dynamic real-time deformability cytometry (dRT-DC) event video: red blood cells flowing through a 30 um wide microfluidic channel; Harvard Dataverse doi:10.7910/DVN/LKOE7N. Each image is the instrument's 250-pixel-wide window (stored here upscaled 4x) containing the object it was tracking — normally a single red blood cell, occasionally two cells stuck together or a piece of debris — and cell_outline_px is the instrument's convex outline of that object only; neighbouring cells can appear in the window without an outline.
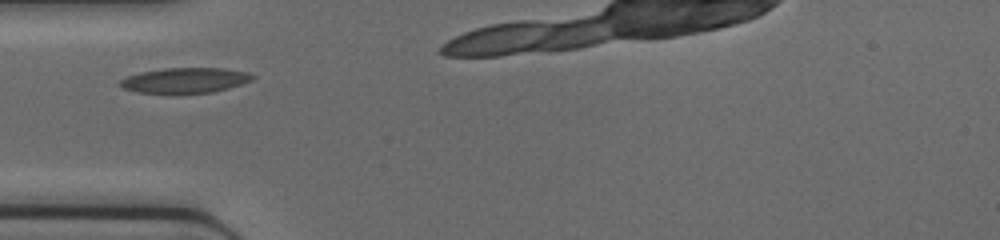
{"species": "common noctule bat (a hibernating species)", "species_latin": "Nyctalus noctula", "temperature_condition": "cold", "stored_images_in_passage": 23, "camera_frame_rate_fps": 3000, "um_per_image_px": 0.085, "animal": {"sex": "female", "body_mass_g": 17.0, "forearm_length_mm": 48.0}, "frame": {"image": 1, "passage_image": 1, "time_ms": 0.0, "image_size_px": [1000, 240], "cell_outline_px": [[256, 76], [252, 80], [228, 88], [212, 92], [180, 96], [176, 96], [136, 92], [124, 88], [120, 84], [120, 80], [128, 76], [140, 72], [164, 68], [224, 68], [248, 72]], "centroid_in_image_um": [15.71, 6.87], "position_along_channel_um": 69.3, "area_um2": 20.23}}
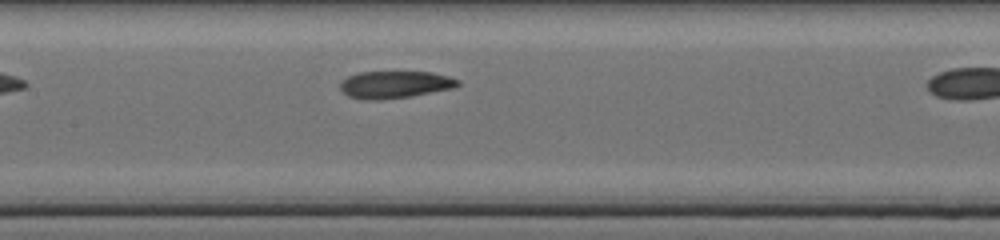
{"frame": {"image": 2, "passage_image": 8, "time_ms": 2.333, "image_size_px": [1000, 240], "cell_outline_px": [[460, 84], [456, 88], [412, 96], [380, 100], [364, 100], [348, 96], [340, 88], [340, 84], [348, 76], [360, 72], [432, 72], [448, 76], [460, 80]], "centroid_in_image_um": [33.61, 7.2], "position_along_channel_um": 173.8, "area_um2": 18.79}}
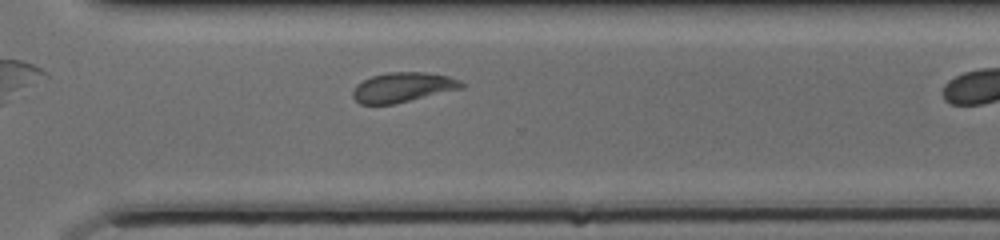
{"frame": {"image": 3, "passage_image": 19, "time_ms": 6.0, "image_size_px": [1000, 240], "cell_outline_px": [[464, 88], [392, 104], [360, 104], [352, 96], [352, 92], [356, 84], [372, 76], [388, 72], [424, 72], [448, 76], [460, 80], [464, 84]], "centroid_in_image_um": [34.24, 7.41], "position_along_channel_um": 336.4, "area_um2": 18.73}}